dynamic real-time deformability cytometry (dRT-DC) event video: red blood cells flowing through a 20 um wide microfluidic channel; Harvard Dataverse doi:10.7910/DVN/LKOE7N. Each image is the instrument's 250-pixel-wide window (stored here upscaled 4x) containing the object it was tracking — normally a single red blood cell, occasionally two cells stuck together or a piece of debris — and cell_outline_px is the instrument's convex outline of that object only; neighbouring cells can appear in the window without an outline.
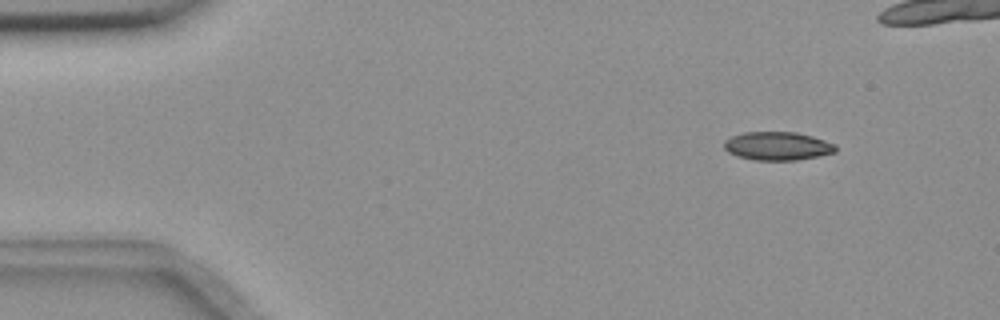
{"species": "common noctule bat (a hibernating species)", "species_latin": "Nyctalus noctula", "temperature_condition": "room temperature", "stored_images_in_passage": 9, "camera_frame_rate_fps": 3000, "um_per_image_px": 0.085, "animal": {"sex": "female", "body_mass_g": 18.4}, "frame": {"image": 1, "passage_image": 2, "time_ms": 0.333, "image_size_px": [1000, 320], "cell_outline_px": [[836, 152], [796, 160], [756, 160], [736, 156], [728, 152], [724, 148], [724, 140], [732, 136], [744, 132], [796, 132], [812, 136], [836, 144]], "centroid_in_image_um": [66.07, 12.41], "position_along_channel_um": 18.9, "area_um2": 18.44}}
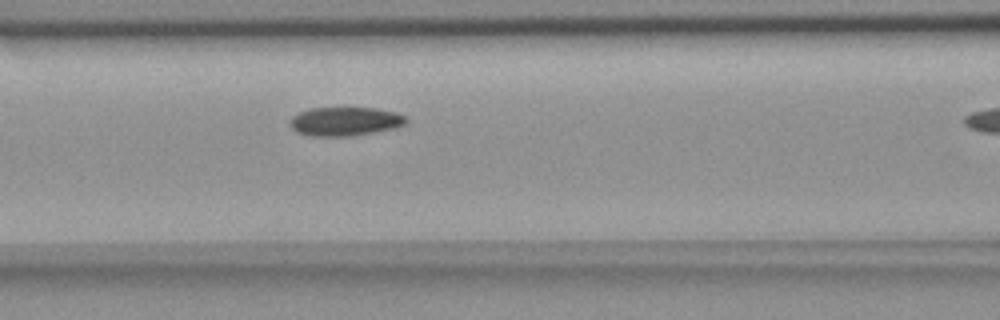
{"frame": {"image": 2, "passage_image": 8, "time_ms": 2.333, "image_size_px": [1000, 320], "cell_outline_px": [[408, 120], [404, 124], [396, 128], [352, 136], [312, 136], [296, 132], [288, 124], [288, 120], [292, 116], [300, 112], [312, 108], [376, 108], [396, 112], [404, 116]], "centroid_in_image_um": [29.3, 10.32], "position_along_channel_um": 137.3, "area_um2": 19.59}}